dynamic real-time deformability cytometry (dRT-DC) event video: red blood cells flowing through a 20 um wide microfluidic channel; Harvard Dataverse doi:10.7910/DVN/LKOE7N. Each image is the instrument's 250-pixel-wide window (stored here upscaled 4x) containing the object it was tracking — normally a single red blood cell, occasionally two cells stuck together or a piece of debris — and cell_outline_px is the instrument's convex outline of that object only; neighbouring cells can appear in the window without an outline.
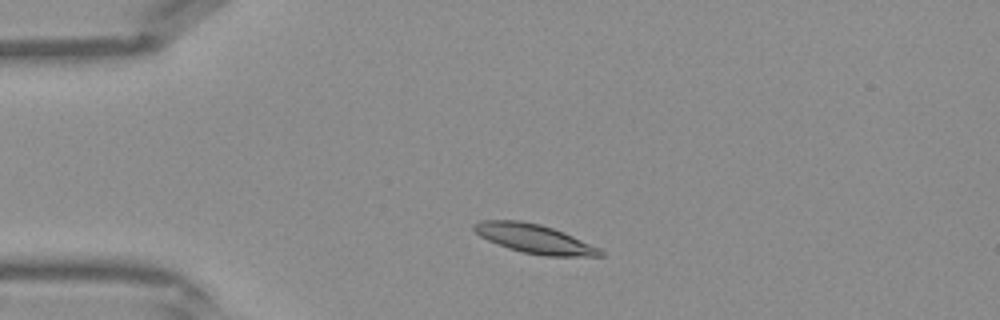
{"species": "Egyptian fruit bat (a non-hibernating species)", "species_latin": "Rousettus aegyptiacus", "temperature_condition": "warm", "stored_images_in_passage": 37, "camera_frame_rate_fps": 3000, "um_per_image_px": 0.085, "frame": {"image": 1, "passage_image": 5, "time_ms": 1.333, "image_size_px": [1000, 320], "cell_outline_px": [[604, 256], [544, 256], [520, 252], [508, 248], [488, 240], [480, 236], [472, 228], [472, 224], [480, 220], [520, 220], [540, 224], [564, 232], [600, 248], [604, 252]], "centroid_in_image_um": [45.41, 20.29], "position_along_channel_um": 39.6, "area_um2": 21.44}}
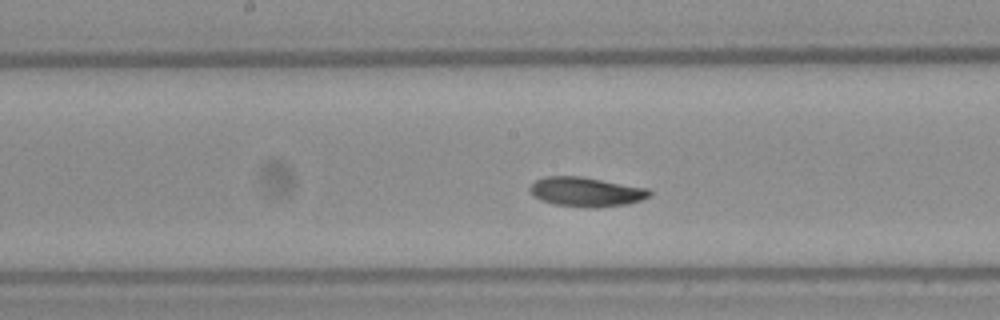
{"frame": {"image": 2, "passage_image": 17, "time_ms": 5.333, "image_size_px": [1000, 320], "cell_outline_px": [[652, 192], [648, 196], [640, 200], [628, 204], [596, 208], [588, 208], [556, 204], [540, 200], [532, 196], [528, 188], [536, 180], [544, 176], [580, 176], [648, 188]], "centroid_in_image_um": [49.79, 16.31], "position_along_channel_um": 198.4, "area_um2": 20.58}}
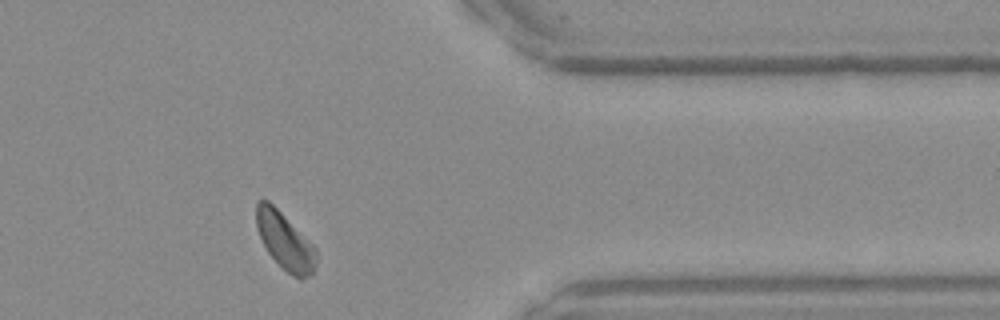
{"frame": {"image": 3, "passage_image": 30, "time_ms": 9.667, "image_size_px": [1000, 320], "cell_outline_px": [[316, 264], [312, 276], [300, 280], [292, 276], [268, 252], [260, 236], [256, 224], [256, 200], [268, 200], [316, 248]], "centroid_in_image_um": [24.23, 20.52], "position_along_channel_um": 387.2, "area_um2": 19.48}}